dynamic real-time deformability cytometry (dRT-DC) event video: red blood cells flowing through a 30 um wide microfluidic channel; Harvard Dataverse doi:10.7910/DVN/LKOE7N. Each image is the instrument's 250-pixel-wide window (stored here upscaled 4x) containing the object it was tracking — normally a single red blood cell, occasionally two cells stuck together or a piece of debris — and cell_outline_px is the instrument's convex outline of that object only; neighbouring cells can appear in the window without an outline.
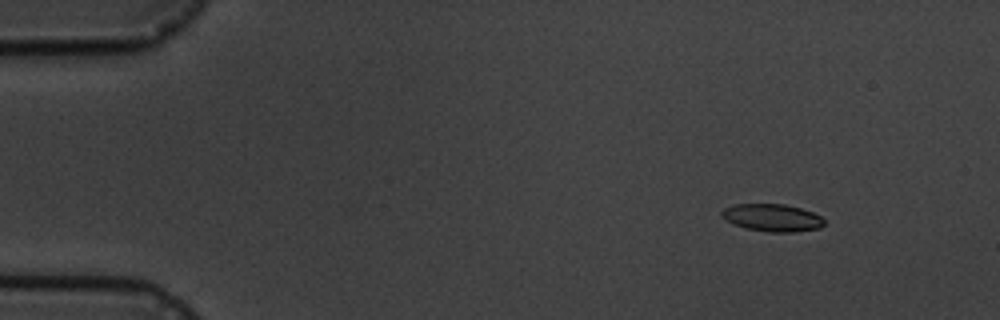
{"species": "common noctule bat (a hibernating species)", "species_latin": "Nyctalus noctula", "temperature_condition": "cold", "stored_images_in_passage": 8, "camera_frame_rate_fps": 3000, "um_per_image_px": 0.085, "animal": {"sex": "male", "body_mass_g": 19.5, "forearm_length_mm": 54.6}, "frame": {"image": 1, "passage_image": 2, "time_ms": 1.333, "image_size_px": [1000, 320], "cell_outline_px": [[824, 224], [820, 228], [796, 232], [768, 232], [748, 228], [736, 224], [720, 216], [720, 212], [724, 208], [736, 204], [784, 204], [800, 208], [812, 212], [820, 216], [824, 220]], "centroid_in_image_um": [65.66, 18.5], "position_along_channel_um": 19.3, "area_um2": 16.24}}
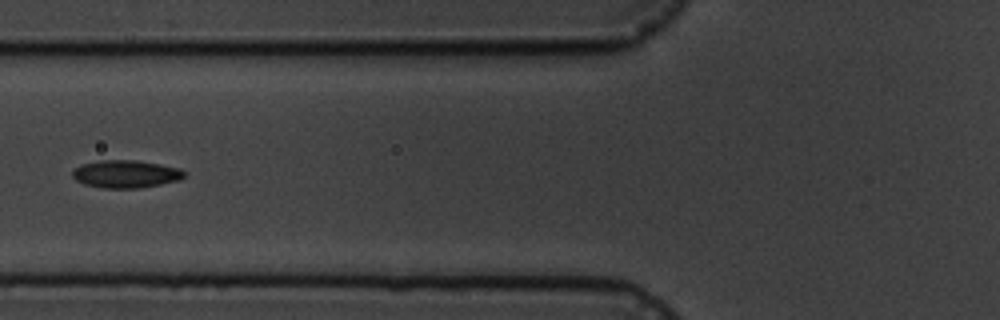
{"frame": {"image": 2, "passage_image": 6, "time_ms": 6.667, "image_size_px": [1000, 320], "cell_outline_px": [[184, 176], [180, 180], [140, 188], [104, 188], [84, 184], [76, 180], [72, 176], [72, 172], [80, 164], [100, 160], [136, 160], [160, 164], [180, 168], [184, 172]], "centroid_in_image_um": [10.68, 14.78], "position_along_channel_um": 115.1, "area_um2": 18.03}}
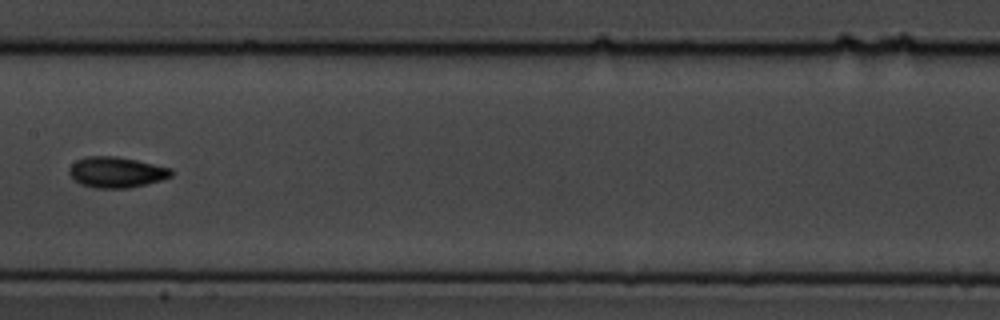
{"frame": {"image": 3, "passage_image": 8, "time_ms": 9.0, "image_size_px": [1000, 320], "cell_outline_px": [[172, 176], [160, 180], [128, 188], [96, 188], [80, 184], [68, 172], [68, 168], [76, 160], [88, 156], [116, 156], [136, 160], [172, 168]], "centroid_in_image_um": [9.88, 14.63], "position_along_channel_um": 197.5, "area_um2": 18.15}}